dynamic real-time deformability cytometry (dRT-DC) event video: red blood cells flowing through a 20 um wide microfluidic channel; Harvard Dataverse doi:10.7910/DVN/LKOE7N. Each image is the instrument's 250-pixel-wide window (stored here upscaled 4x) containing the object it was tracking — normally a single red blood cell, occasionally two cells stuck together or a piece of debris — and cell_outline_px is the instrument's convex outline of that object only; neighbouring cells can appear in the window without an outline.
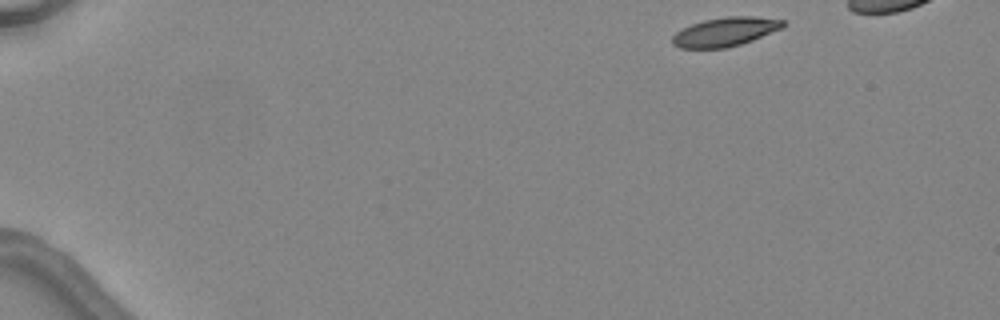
{"species": "common noctule bat (a hibernating species)", "species_latin": "Nyctalus noctula", "temperature_condition": "warm", "stored_images_in_passage": 5, "camera_frame_rate_fps": 3000, "um_per_image_px": 0.085, "animal": {"sex": "female", "body_mass_g": 24.6, "forearm_length_mm": 56.2}, "frame": {"image": 1, "passage_image": 1, "time_ms": 0.0, "image_size_px": [1000, 320], "cell_outline_px": [[788, 24], [780, 28], [752, 40], [740, 44], [724, 48], [680, 48], [672, 44], [672, 36], [676, 32], [692, 24], [704, 20], [724, 16], [752, 16], [784, 20]], "centroid_in_image_um": [61.62, 2.7], "position_along_channel_um": 23.4, "area_um2": 18.5}}